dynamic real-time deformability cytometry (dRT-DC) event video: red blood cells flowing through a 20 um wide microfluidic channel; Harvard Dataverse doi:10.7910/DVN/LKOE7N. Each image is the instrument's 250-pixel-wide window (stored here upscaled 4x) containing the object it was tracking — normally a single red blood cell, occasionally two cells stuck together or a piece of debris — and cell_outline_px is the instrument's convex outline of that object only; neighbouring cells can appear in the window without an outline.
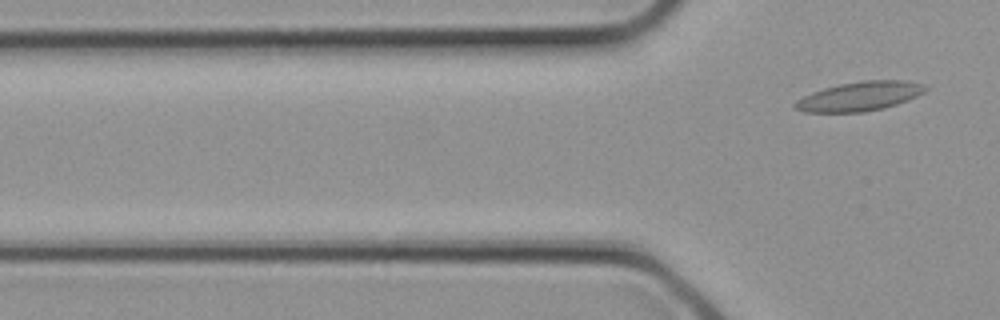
{"species": "common noctule bat (a hibernating species)", "species_latin": "Nyctalus noctula", "temperature_condition": "cold", "stored_images_in_passage": 5, "camera_frame_rate_fps": 3000, "um_per_image_px": 0.085, "animal": {"sex": "female", "body_mass_g": 21.9}, "frame": {"image": 1, "passage_image": 5, "time_ms": 1.333, "image_size_px": [1000, 320], "cell_outline_px": [[928, 88], [924, 92], [908, 100], [884, 108], [864, 112], [804, 112], [796, 108], [792, 104], [796, 100], [812, 92], [824, 88], [840, 84], [860, 80], [904, 80], [924, 84]], "centroid_in_image_um": [73.07, 8.18], "position_along_channel_um": 52.7, "area_um2": 22.2}}